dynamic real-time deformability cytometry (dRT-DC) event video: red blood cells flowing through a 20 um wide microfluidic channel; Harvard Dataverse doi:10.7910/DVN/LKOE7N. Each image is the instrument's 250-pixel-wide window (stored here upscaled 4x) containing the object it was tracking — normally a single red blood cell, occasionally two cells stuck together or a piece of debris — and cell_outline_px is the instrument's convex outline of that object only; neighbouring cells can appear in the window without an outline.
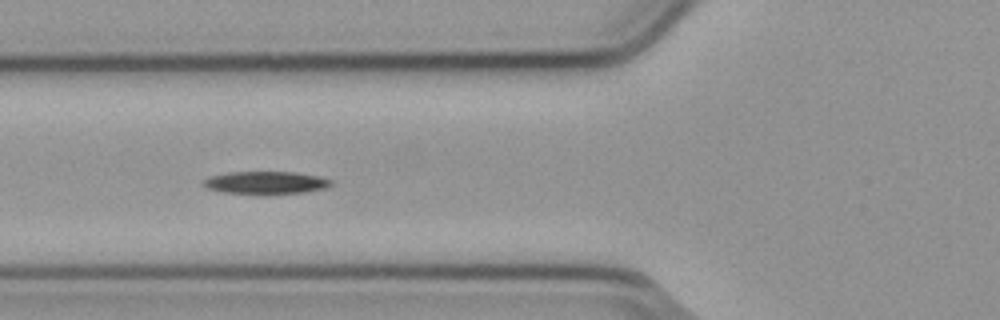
{"species": "common noctule bat (a hibernating species)", "species_latin": "Nyctalus noctula", "temperature_condition": "cold", "stored_images_in_passage": 12, "camera_frame_rate_fps": 3000, "um_per_image_px": 0.085, "animal": {"sex": "male", "body_mass_g": 23.1, "forearm_length_mm": 52.7}, "frame": {"image": 1, "passage_image": 6, "time_ms": 1.667, "image_size_px": [1000, 320], "cell_outline_px": [[332, 184], [324, 188], [304, 192], [268, 196], [220, 192], [208, 188], [200, 184], [208, 176], [228, 172], [292, 172], [316, 176], [332, 180]], "centroid_in_image_um": [22.51, 15.56], "position_along_channel_um": 103.3, "area_um2": 17.34}}
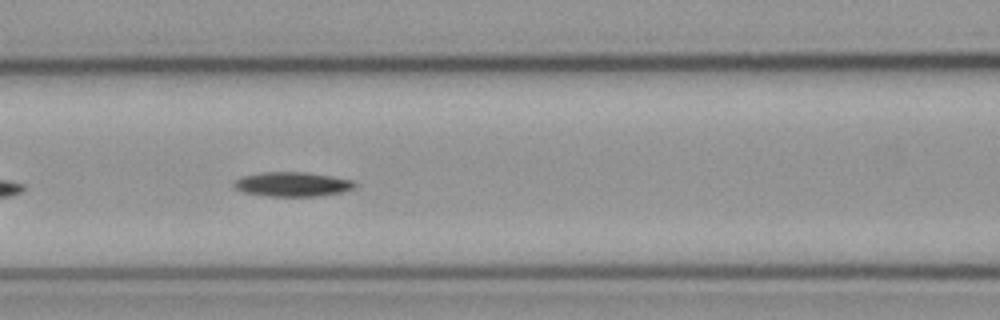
{"frame": {"image": 2, "passage_image": 9, "time_ms": 2.667, "image_size_px": [1000, 320], "cell_outline_px": [[356, 188], [340, 192], [320, 196], [264, 196], [244, 192], [236, 188], [232, 184], [236, 180], [244, 176], [260, 172], [304, 172], [352, 180], [356, 184]], "centroid_in_image_um": [24.84, 15.67], "position_along_channel_um": 141.8, "area_um2": 17.05}}